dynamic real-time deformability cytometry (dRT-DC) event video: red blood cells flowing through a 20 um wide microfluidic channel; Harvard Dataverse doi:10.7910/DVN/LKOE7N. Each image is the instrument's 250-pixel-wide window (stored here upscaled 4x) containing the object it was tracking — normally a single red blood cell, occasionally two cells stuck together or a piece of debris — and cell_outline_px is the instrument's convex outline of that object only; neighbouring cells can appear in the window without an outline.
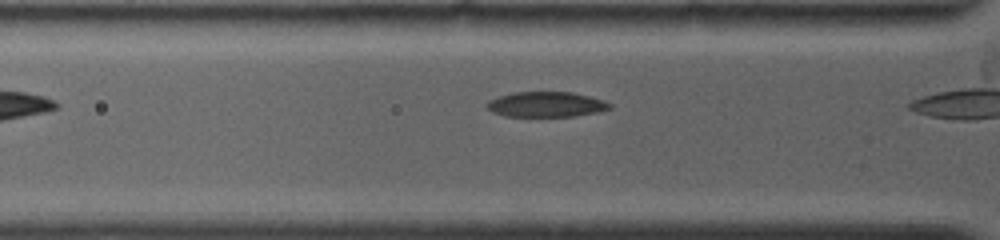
{"species": "common noctule bat (a hibernating species)", "species_latin": "Nyctalus noctula", "temperature_condition": "warm", "stored_images_in_passage": 5, "segment_of_instrument_passage": [2, 2], "camera_frame_rate_fps": 4500, "um_per_image_px": 0.085, "animal": {"sex": "female", "body_mass_g": 19.0, "forearm_length_mm": 53.3}, "frame": {"image": 1, "passage_image": 5, "time_ms": 2.889, "image_size_px": [1000, 240], "cell_outline_px": [[612, 108], [600, 112], [576, 116], [504, 116], [492, 112], [484, 104], [488, 100], [512, 92], [572, 92], [604, 100], [612, 104]], "centroid_in_image_um": [46.43, 8.87], "position_along_channel_um": 79.4, "area_um2": 18.21}}